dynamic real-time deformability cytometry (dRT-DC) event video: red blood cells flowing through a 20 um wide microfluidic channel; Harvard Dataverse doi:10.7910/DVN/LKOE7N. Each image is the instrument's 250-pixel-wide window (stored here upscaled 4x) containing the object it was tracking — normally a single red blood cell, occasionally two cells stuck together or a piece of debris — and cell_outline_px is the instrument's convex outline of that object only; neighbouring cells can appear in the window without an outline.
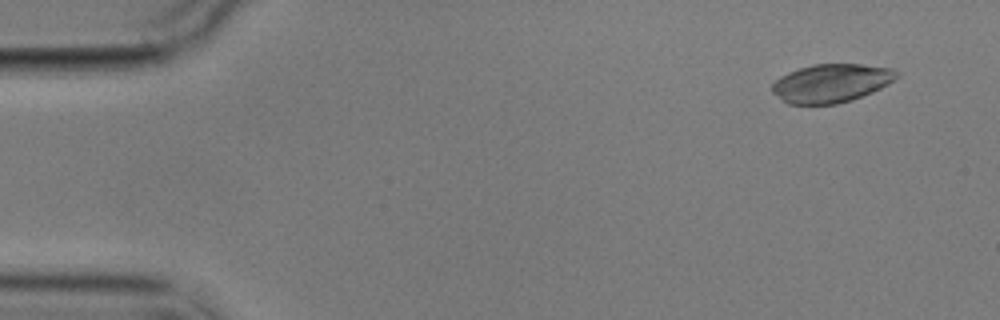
{"species": "common noctule bat (a hibernating species)", "species_latin": "Nyctalus noctula", "temperature_condition": "cold", "stored_images_in_passage": 5, "segment_of_instrument_passage": [2, 2], "camera_frame_rate_fps": 3000, "um_per_image_px": 0.085, "animal": {"sex": "male", "body_mass_g": 17.9}, "frame": {"image": 1, "passage_image": 5, "time_ms": 6.0, "image_size_px": [1000, 320], "cell_outline_px": [[900, 76], [888, 84], [872, 92], [852, 100], [836, 104], [788, 104], [772, 92], [772, 84], [780, 76], [788, 72], [812, 64], [860, 64], [892, 68], [900, 72]], "centroid_in_image_um": [70.68, 7.06], "position_along_channel_um": 14.3, "area_um2": 27.98}}